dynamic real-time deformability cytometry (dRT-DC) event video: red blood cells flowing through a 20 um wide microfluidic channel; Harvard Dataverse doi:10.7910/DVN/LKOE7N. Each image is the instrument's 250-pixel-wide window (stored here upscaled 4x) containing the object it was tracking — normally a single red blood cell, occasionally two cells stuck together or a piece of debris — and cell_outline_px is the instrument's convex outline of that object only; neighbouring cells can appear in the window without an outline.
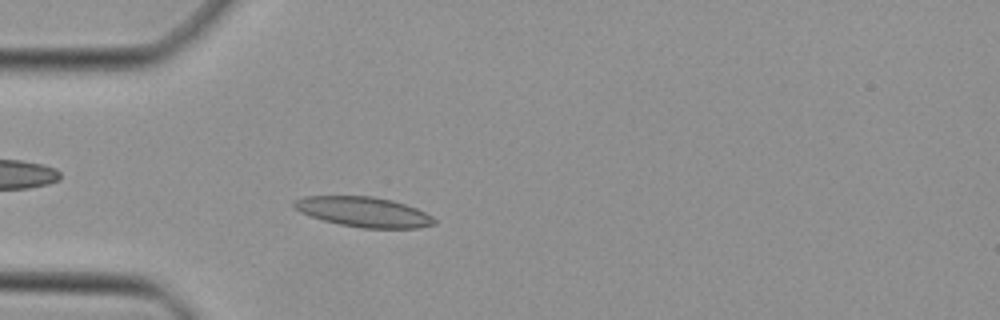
{"species": "Egyptian fruit bat (a non-hibernating species)", "species_latin": "Rousettus aegyptiacus", "temperature_condition": "cold", "stored_images_in_passage": 38, "camera_frame_rate_fps": 3000, "um_per_image_px": 0.085, "animal": {"sex": "female"}, "frame": {"image": 1, "passage_image": 5, "time_ms": 1.333, "image_size_px": [1000, 320], "cell_outline_px": [[436, 224], [416, 228], [360, 228], [340, 224], [324, 220], [300, 212], [292, 204], [292, 200], [304, 196], [372, 196], [392, 200], [416, 208], [432, 216], [436, 220]], "centroid_in_image_um": [30.9, 18.01], "position_along_channel_um": 54.1, "area_um2": 24.45}}
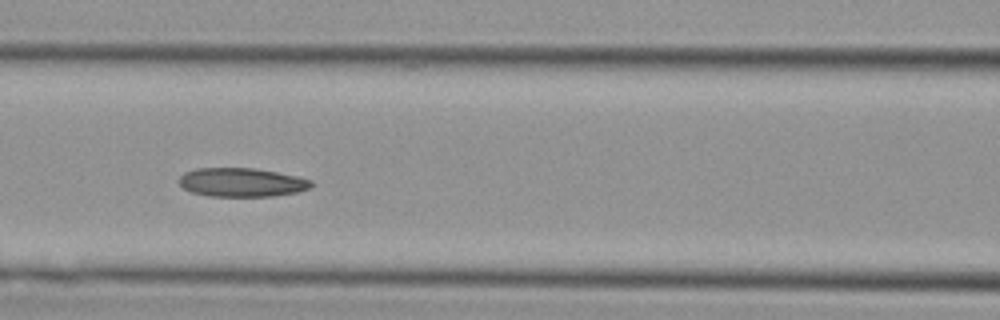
{"frame": {"image": 2, "passage_image": 12, "time_ms": 3.667, "image_size_px": [1000, 320], "cell_outline_px": [[312, 184], [308, 188], [296, 192], [272, 196], [208, 196], [192, 192], [184, 188], [180, 184], [180, 176], [184, 172], [196, 168], [256, 168], [296, 176], [312, 180]], "centroid_in_image_um": [20.52, 15.49], "position_along_channel_um": 146.1, "area_um2": 22.02}}
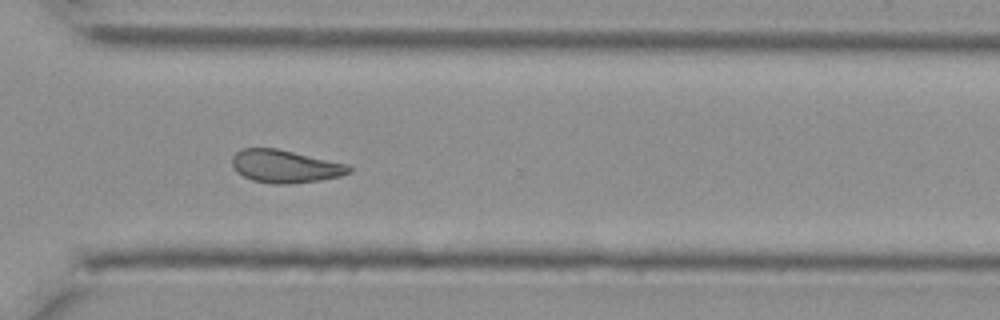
{"frame": {"image": 3, "passage_image": 26, "time_ms": 8.333, "image_size_px": [1000, 320], "cell_outline_px": [[352, 172], [340, 176], [320, 180], [292, 184], [276, 184], [252, 180], [236, 172], [232, 164], [232, 156], [236, 152], [244, 148], [276, 148], [348, 164], [352, 168]], "centroid_in_image_um": [24.24, 14.14], "position_along_channel_um": 346.4, "area_um2": 22.37}}